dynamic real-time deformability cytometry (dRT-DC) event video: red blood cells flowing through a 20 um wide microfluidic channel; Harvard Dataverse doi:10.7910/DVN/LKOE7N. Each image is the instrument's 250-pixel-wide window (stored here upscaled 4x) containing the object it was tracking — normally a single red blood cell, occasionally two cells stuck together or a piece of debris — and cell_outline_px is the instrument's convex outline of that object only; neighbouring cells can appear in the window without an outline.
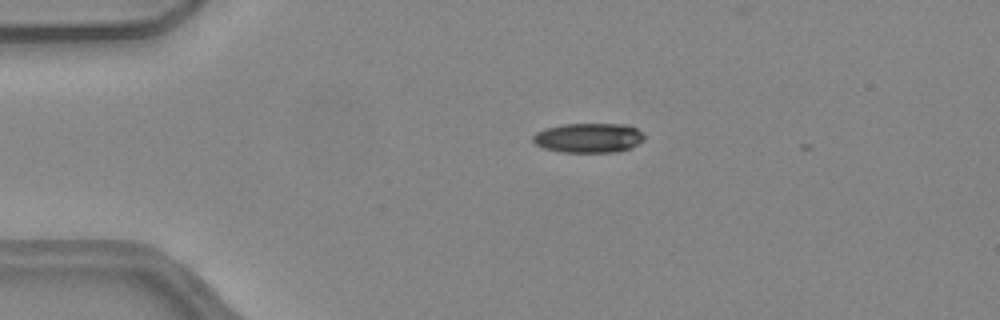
{"species": "common noctule bat (a hibernating species)", "species_latin": "Nyctalus noctula", "temperature_condition": "warm", "stored_images_in_passage": 10, "camera_frame_rate_fps": 3000, "um_per_image_px": 0.085, "animal": {"sex": "female", "body_mass_g": 24.6, "forearm_length_mm": 56.2}, "frame": {"image": 1, "passage_image": 1, "time_ms": 0.0, "image_size_px": [1000, 320], "cell_outline_px": [[644, 140], [628, 148], [616, 152], [560, 152], [544, 148], [536, 144], [532, 140], [532, 136], [536, 132], [544, 128], [564, 124], [628, 124], [644, 132]], "centroid_in_image_um": [50.02, 11.71], "position_along_channel_um": 35.0, "area_um2": 19.31}}